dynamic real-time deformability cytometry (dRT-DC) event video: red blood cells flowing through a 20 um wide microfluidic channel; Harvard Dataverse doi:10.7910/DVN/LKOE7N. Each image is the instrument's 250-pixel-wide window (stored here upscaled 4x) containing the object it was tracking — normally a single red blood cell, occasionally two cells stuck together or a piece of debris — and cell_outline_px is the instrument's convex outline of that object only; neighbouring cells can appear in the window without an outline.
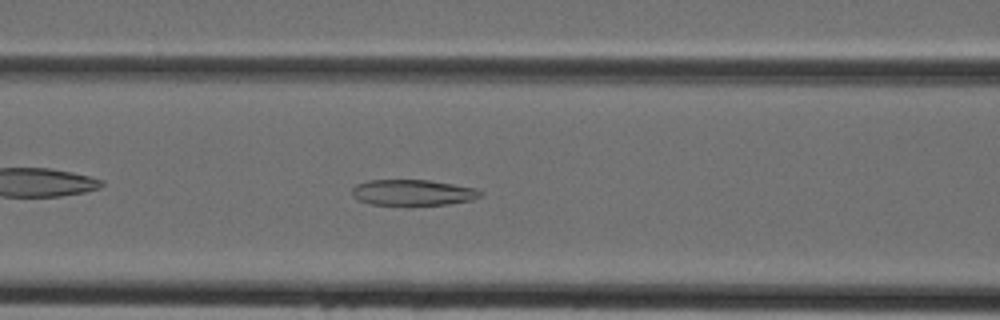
{"species": "Egyptian fruit bat (a non-hibernating species)", "species_latin": "Rousettus aegyptiacus", "temperature_condition": "cold", "stored_images_in_passage": 33, "camera_frame_rate_fps": 3000, "um_per_image_px": 0.085, "animal": {"sex": "female"}, "frame": {"image": 1, "passage_image": 7, "time_ms": 2.0, "image_size_px": [1000, 320], "cell_outline_px": [[484, 192], [480, 196], [472, 200], [448, 204], [372, 204], [360, 200], [352, 196], [352, 188], [356, 184], [368, 180], [428, 180], [476, 188]], "centroid_in_image_um": [35.1, 16.35], "position_along_channel_um": 131.5, "area_um2": 19.07}}
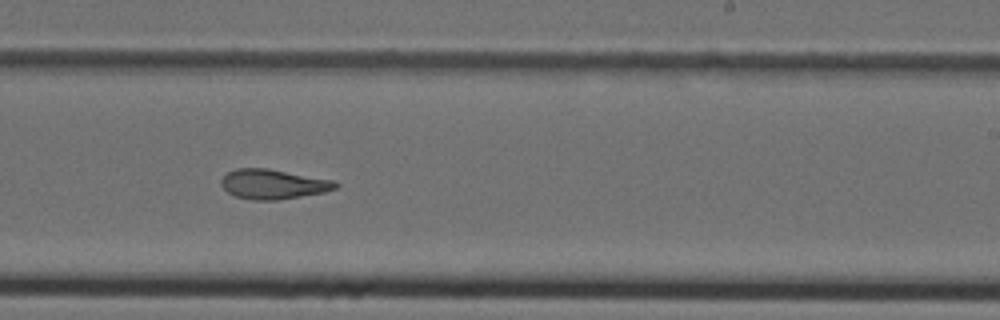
{"frame": {"image": 2, "passage_image": 16, "time_ms": 5.0, "image_size_px": [1000, 320], "cell_outline_px": [[340, 184], [336, 188], [324, 192], [280, 200], [252, 200], [236, 196], [228, 192], [220, 184], [220, 180], [228, 172], [236, 168], [268, 168], [336, 180]], "centroid_in_image_um": [23.25, 15.65], "position_along_channel_um": 265.8, "area_um2": 20.0}}
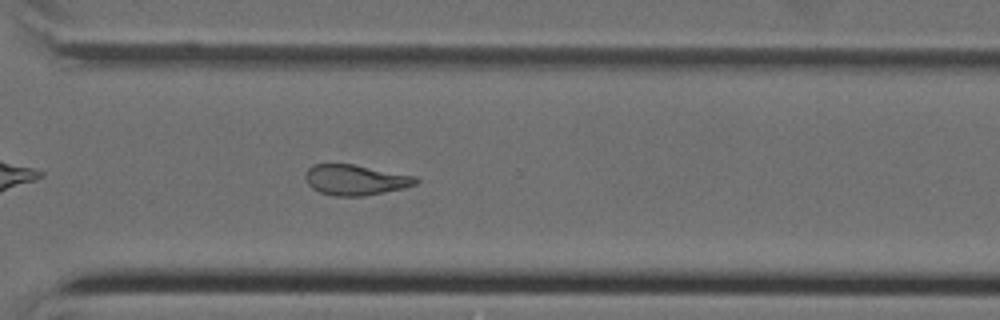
{"frame": {"image": 3, "passage_image": 21, "time_ms": 6.667, "image_size_px": [1000, 320], "cell_outline_px": [[420, 180], [416, 184], [404, 188], [364, 196], [336, 196], [320, 192], [312, 188], [308, 184], [304, 176], [304, 172], [312, 164], [352, 164], [416, 176]], "centroid_in_image_um": [30.2, 15.29], "position_along_channel_um": 340.4, "area_um2": 19.65}}